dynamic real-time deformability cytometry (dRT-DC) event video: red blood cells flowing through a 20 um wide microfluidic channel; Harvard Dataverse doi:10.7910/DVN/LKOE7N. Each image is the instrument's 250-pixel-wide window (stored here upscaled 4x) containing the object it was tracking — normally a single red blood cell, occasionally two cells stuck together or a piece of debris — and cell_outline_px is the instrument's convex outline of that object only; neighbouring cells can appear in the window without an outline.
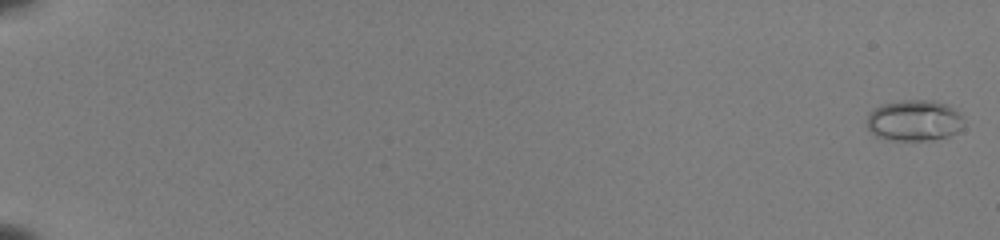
{"species": "common noctule bat (a hibernating species)", "species_latin": "Nyctalus noctula", "temperature_condition": "room temperature", "stored_images_in_passage": 54, "camera_frame_rate_fps": 3000, "um_per_image_px": 0.085, "animal": {"sex": "female", "body_mass_g": 22.0, "forearm_length_mm": 56.7}, "frame": {"image": 1, "passage_image": 1, "time_ms": 0.0, "image_size_px": [1000, 240], "cell_outline_px": [[964, 120], [960, 128], [956, 132], [948, 136], [928, 140], [888, 140], [876, 136], [868, 128], [868, 112], [872, 108], [880, 104], [900, 100], [932, 100], [944, 104], [952, 108]], "centroid_in_image_um": [77.65, 10.23], "position_along_channel_um": 7.4, "area_um2": 23.06}}
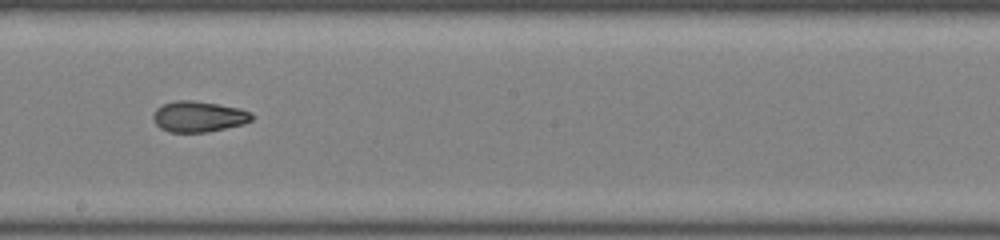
{"frame": {"image": 2, "passage_image": 34, "time_ms": 11.0, "image_size_px": [1000, 240], "cell_outline_px": [[252, 120], [244, 124], [208, 132], [168, 132], [160, 128], [156, 124], [152, 116], [156, 108], [164, 104], [176, 100], [192, 100], [240, 108], [252, 112]], "centroid_in_image_um": [16.88, 9.91], "position_along_channel_um": 231.3, "area_um2": 17.74}}
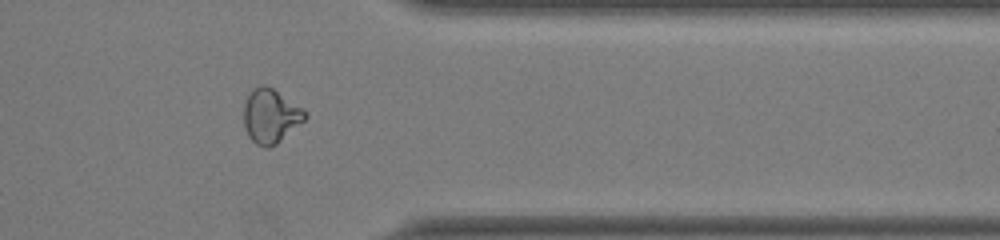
{"frame": {"image": 3, "passage_image": 46, "time_ms": 15.0, "image_size_px": [1000, 240], "cell_outline_px": [[308, 116], [304, 120], [276, 144], [268, 148], [264, 148], [256, 144], [248, 136], [244, 124], [244, 104], [248, 96], [260, 84], [264, 84], [272, 88], [308, 112]], "centroid_in_image_um": [23.0, 9.88], "position_along_channel_um": 388.4, "area_um2": 19.02}, "authors_computed_cell_mechanics": {"area_um2": 19.1318, "velocity_mm_per_s": 4.011, "shape_relaxation_time_tau1_ms": null, "shape_relaxation_time_tau2_ms": 2.4289, "deformation_change_tau1": null, "deformation_change_tau2": 0.0845}}